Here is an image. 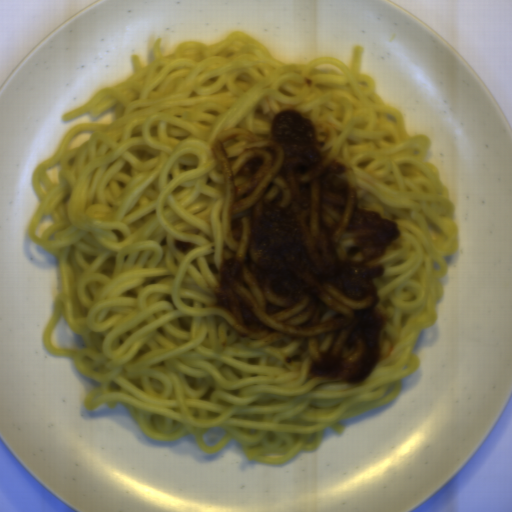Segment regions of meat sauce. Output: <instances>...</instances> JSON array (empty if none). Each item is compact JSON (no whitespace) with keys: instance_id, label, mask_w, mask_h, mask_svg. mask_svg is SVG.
I'll return each instance as SVG.
<instances>
[{"instance_id":"obj_2","label":"meat sauce","mask_w":512,"mask_h":512,"mask_svg":"<svg viewBox=\"0 0 512 512\" xmlns=\"http://www.w3.org/2000/svg\"><path fill=\"white\" fill-rule=\"evenodd\" d=\"M173 246L180 254H186L192 248L193 242L174 239Z\"/></svg>"},{"instance_id":"obj_1","label":"meat sauce","mask_w":512,"mask_h":512,"mask_svg":"<svg viewBox=\"0 0 512 512\" xmlns=\"http://www.w3.org/2000/svg\"><path fill=\"white\" fill-rule=\"evenodd\" d=\"M211 146L228 219L210 304L242 339L301 342L311 379L362 384L387 351L378 282L396 223L366 208L299 110L277 112L266 137L230 130Z\"/></svg>"}]
</instances>
